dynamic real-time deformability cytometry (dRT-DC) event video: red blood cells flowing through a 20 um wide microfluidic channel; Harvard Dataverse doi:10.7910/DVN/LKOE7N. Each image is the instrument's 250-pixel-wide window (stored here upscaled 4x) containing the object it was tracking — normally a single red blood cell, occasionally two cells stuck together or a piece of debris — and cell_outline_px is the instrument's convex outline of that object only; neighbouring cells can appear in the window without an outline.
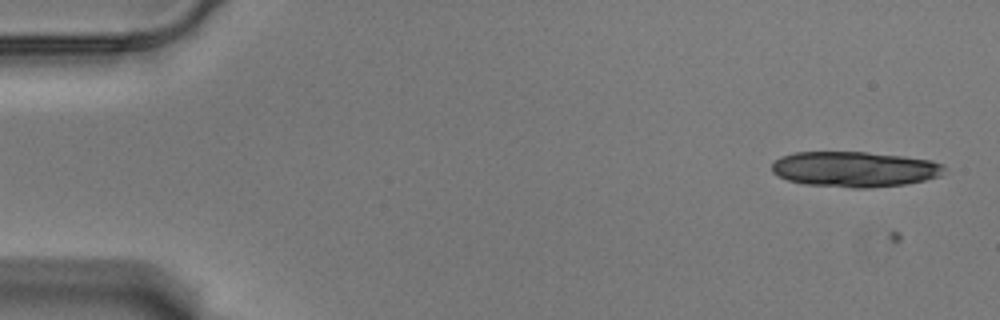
{"species": "Egyptian fruit bat (a non-hibernating species)", "species_latin": "Rousettus aegyptiacus", "temperature_condition": "warm", "stored_images_in_passage": 6, "camera_frame_rate_fps": 3000, "um_per_image_px": 0.085, "animal": {"sex": "male"}, "frame": {"image": 1, "passage_image": 5, "time_ms": 1.333, "image_size_px": [1000, 320], "cell_outline_px": [[944, 168], [940, 176], [924, 180], [904, 184], [868, 188], [852, 188], [804, 184], [788, 180], [772, 172], [772, 164], [780, 156], [796, 152], [864, 152], [904, 156], [932, 160], [944, 164]], "centroid_in_image_um": [72.64, 14.38], "position_along_channel_um": 12.4, "area_um2": 35.6}}